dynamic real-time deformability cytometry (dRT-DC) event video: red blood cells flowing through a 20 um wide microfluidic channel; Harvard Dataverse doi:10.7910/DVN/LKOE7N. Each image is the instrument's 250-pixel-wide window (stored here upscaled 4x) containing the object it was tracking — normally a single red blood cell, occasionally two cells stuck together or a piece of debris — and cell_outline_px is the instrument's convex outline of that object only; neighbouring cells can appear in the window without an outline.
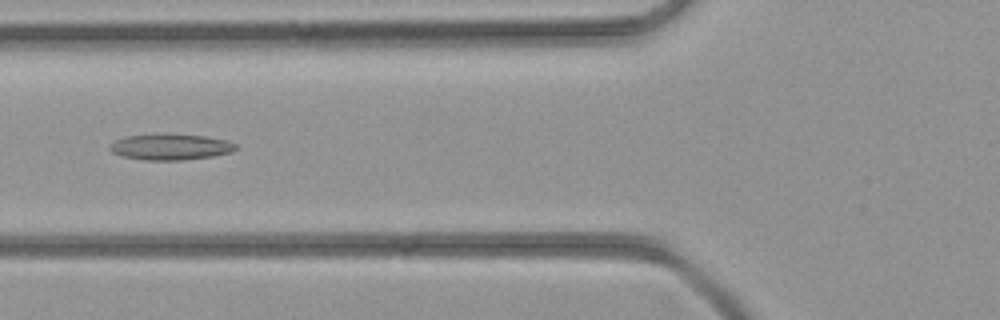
{"species": "common noctule bat (a hibernating species)", "species_latin": "Nyctalus noctula", "temperature_condition": "room temperature", "stored_images_in_passage": 42, "camera_frame_rate_fps": 3000, "um_per_image_px": 0.085, "animal": {"sex": "female", "body_mass_g": 21.9}, "frame": {"image": 1, "passage_image": 16, "time_ms": 5.0, "image_size_px": [1000, 320], "cell_outline_px": [[236, 148], [232, 152], [212, 156], [184, 160], [144, 160], [124, 156], [112, 152], [108, 148], [108, 144], [116, 140], [128, 136], [204, 136], [228, 140], [236, 144]], "centroid_in_image_um": [14.51, 12.52], "position_along_channel_um": 111.3, "area_um2": 18.32}}
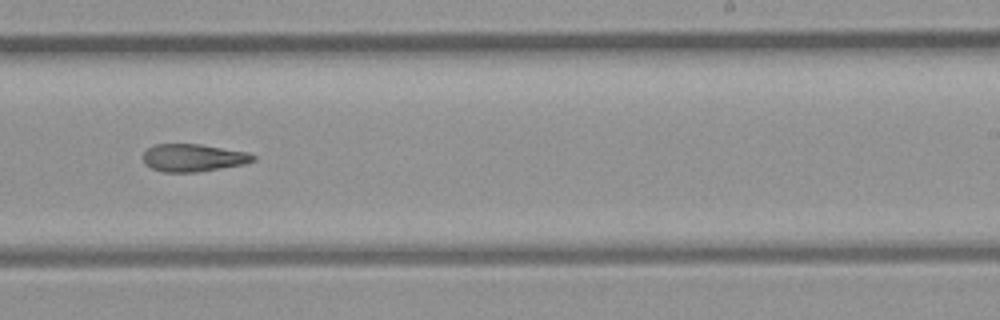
{"frame": {"image": 2, "passage_image": 26, "time_ms": 8.333, "image_size_px": [1000, 320], "cell_outline_px": [[256, 160], [244, 164], [196, 172], [164, 172], [152, 168], [144, 164], [144, 152], [148, 148], [156, 144], [200, 144], [248, 152], [256, 156]], "centroid_in_image_um": [16.44, 13.4], "position_along_channel_um": 272.6, "area_um2": 17.63}}
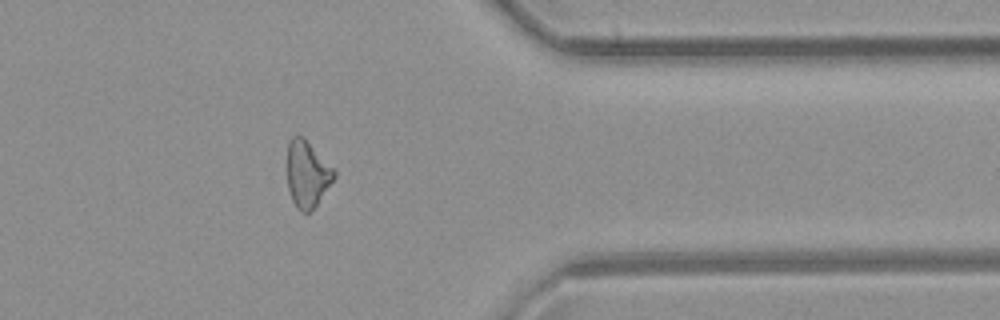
{"frame": {"image": 3, "passage_image": 34, "time_ms": 11.0, "image_size_px": [1000, 320], "cell_outline_px": [[336, 176], [316, 204], [308, 212], [300, 212], [296, 208], [292, 200], [288, 188], [288, 140], [292, 136], [304, 136], [336, 172]], "centroid_in_image_um": [26.1, 14.77], "position_along_channel_um": 385.3, "area_um2": 17.92}}